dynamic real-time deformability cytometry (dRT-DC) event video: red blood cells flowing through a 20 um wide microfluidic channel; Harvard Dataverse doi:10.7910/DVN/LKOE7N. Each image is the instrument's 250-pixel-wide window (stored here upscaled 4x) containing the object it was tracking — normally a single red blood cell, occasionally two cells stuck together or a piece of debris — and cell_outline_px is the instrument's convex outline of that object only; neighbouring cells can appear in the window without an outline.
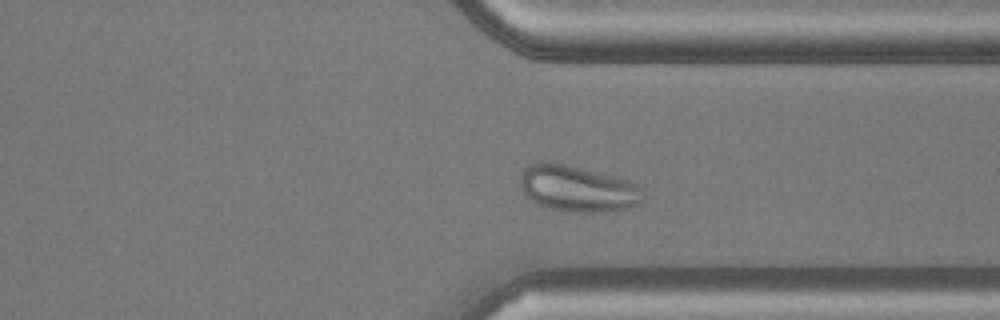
{"species": "common noctule bat (a hibernating species)", "species_latin": "Nyctalus noctula", "temperature_condition": "warm", "stored_images_in_passage": 43, "camera_frame_rate_fps": 3000, "um_per_image_px": 0.085, "animal": {"sex": "male", "body_mass_g": 20.5, "forearm_length_mm": 52.5}, "frame": {"image": 1, "passage_image": 31, "time_ms": 10.0, "image_size_px": [1000, 320], "cell_outline_px": [[644, 200], [640, 204], [624, 208], [604, 212], [568, 212], [548, 208], [536, 204], [524, 192], [520, 184], [520, 176], [524, 168], [528, 164], [540, 160], [552, 160], [628, 180], [644, 188]], "centroid_in_image_um": [49.08, 16.01], "position_along_channel_um": 362.3, "area_um2": 33.64}}